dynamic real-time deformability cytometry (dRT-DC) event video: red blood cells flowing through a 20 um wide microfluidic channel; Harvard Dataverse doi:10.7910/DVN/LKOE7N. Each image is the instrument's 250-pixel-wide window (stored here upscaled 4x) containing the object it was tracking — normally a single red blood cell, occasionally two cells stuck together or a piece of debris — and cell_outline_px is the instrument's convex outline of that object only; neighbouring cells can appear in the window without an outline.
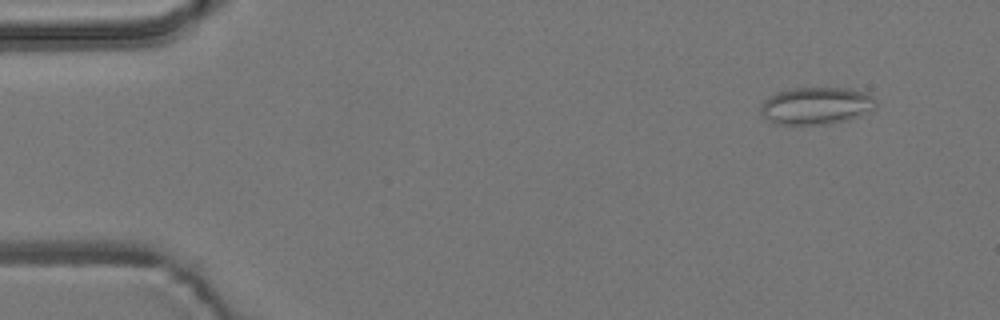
{"species": "common noctule bat (a hibernating species)", "species_latin": "Nyctalus noctula", "temperature_condition": "room temperature", "stored_images_in_passage": 31, "camera_frame_rate_fps": 3000, "um_per_image_px": 0.085, "animal": {"sex": "male", "body_mass_g": 19.2, "forearm_length_mm": 51.8}, "frame": {"image": 1, "passage_image": 1, "time_ms": 0.0, "image_size_px": [1000, 320], "cell_outline_px": [[876, 108], [856, 116], [844, 120], [824, 124], [776, 124], [768, 120], [760, 112], [760, 104], [768, 96], [776, 92], [792, 88], [852, 88], [864, 92], [872, 96], [876, 100]], "centroid_in_image_um": [69.34, 8.97], "position_along_channel_um": 15.7, "area_um2": 24.97}}
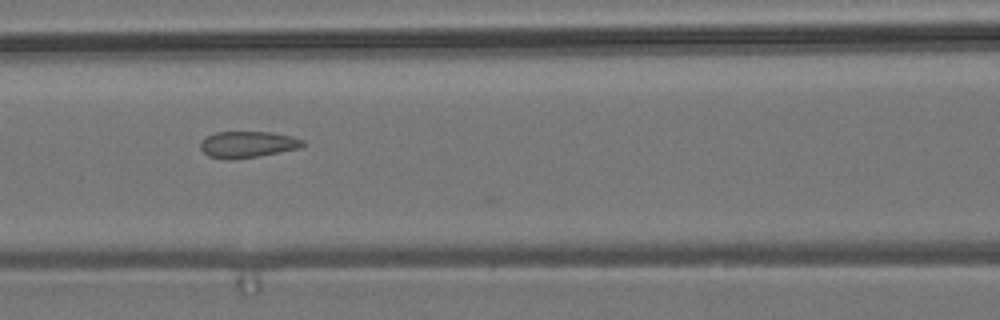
{"frame": {"image": 2, "passage_image": 20, "time_ms": 6.333, "image_size_px": [1000, 320], "cell_outline_px": [[304, 144], [300, 148], [256, 156], [232, 160], [228, 160], [208, 156], [200, 148], [200, 144], [208, 136], [216, 132], [268, 132], [292, 136], [304, 140]], "centroid_in_image_um": [21.04, 12.28], "position_along_channel_um": 145.6, "area_um2": 15.55}}